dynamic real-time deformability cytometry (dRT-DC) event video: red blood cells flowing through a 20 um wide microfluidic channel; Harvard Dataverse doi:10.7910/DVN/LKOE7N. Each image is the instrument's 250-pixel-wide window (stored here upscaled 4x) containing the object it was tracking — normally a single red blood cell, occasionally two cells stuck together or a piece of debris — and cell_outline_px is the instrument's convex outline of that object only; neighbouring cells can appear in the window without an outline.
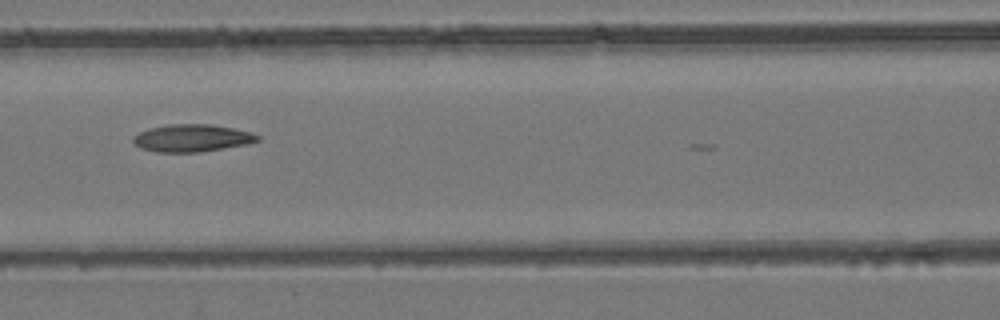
{"species": "common noctule bat (a hibernating species)", "species_latin": "Nyctalus noctula", "temperature_condition": "room temperature", "stored_images_in_passage": 7, "camera_frame_rate_fps": 3000, "um_per_image_px": 0.085, "animal": {"sex": "female", "body_mass_g": 24.6, "forearm_length_mm": 56.2}, "frame": {"image": 1, "passage_image": 7, "time_ms": 2.0, "image_size_px": [1000, 320], "cell_outline_px": [[260, 140], [248, 144], [200, 152], [156, 152], [140, 148], [132, 140], [132, 136], [148, 128], [168, 124], [208, 124], [232, 128], [252, 132], [260, 136]], "centroid_in_image_um": [16.31, 11.73], "position_along_channel_um": 150.3, "area_um2": 19.94}}